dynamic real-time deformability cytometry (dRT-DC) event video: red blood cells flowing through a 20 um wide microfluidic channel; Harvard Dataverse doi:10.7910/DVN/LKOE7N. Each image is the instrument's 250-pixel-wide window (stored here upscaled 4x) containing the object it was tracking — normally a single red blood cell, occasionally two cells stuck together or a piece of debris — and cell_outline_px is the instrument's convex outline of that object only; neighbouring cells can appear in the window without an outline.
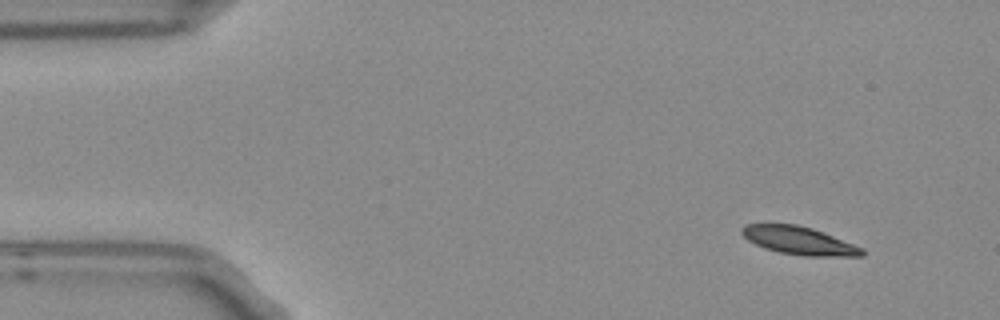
{"species": "Egyptian fruit bat (a non-hibernating species)", "species_latin": "Rousettus aegyptiacus", "temperature_condition": "room temperature", "stored_images_in_passage": 4, "camera_frame_rate_fps": 3000, "um_per_image_px": 0.085, "frame": {"image": 1, "passage_image": 1, "time_ms": 0.0, "image_size_px": [1000, 320], "cell_outline_px": [[864, 256], [804, 256], [780, 252], [764, 248], [748, 240], [740, 232], [740, 228], [744, 224], [796, 224], [812, 228], [824, 232], [864, 248]], "centroid_in_image_um": [67.92, 20.45], "position_along_channel_um": 17.1, "area_um2": 19.65}}
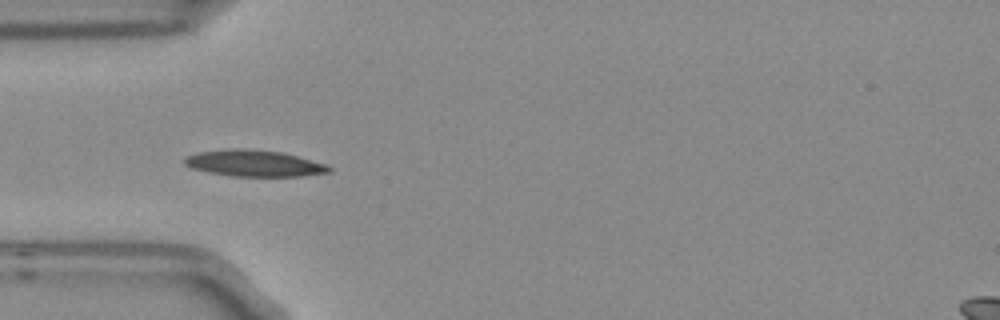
{"frame": {"image": 2, "passage_image": 4, "time_ms": 1.0, "image_size_px": [1000, 320], "cell_outline_px": [[332, 172], [304, 176], [232, 176], [208, 172], [192, 168], [184, 164], [184, 156], [200, 152], [232, 148], [236, 148], [284, 152], [328, 164], [332, 168]], "centroid_in_image_um": [21.65, 13.88], "position_along_channel_um": 63.3, "area_um2": 22.37}}